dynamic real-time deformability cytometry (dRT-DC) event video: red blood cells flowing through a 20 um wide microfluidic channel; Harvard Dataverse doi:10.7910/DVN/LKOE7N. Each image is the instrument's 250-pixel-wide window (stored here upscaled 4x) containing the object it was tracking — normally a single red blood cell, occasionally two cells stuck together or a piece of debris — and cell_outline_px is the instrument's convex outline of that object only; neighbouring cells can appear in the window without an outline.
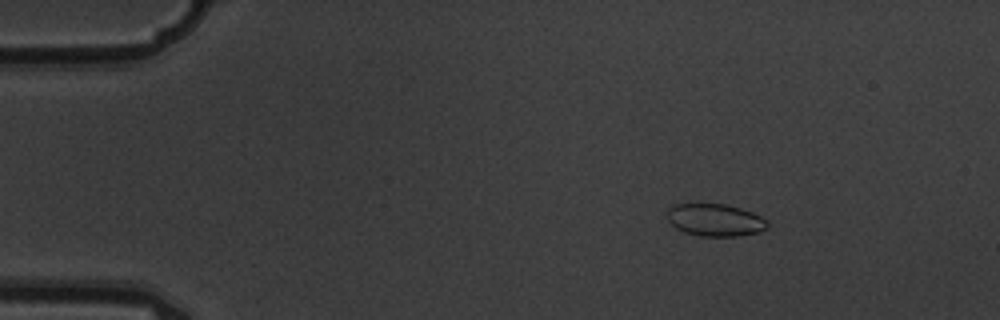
{"species": "common noctule bat (a hibernating species)", "species_latin": "Nyctalus noctula", "temperature_condition": "warm", "stored_images_in_passage": 7, "camera_frame_rate_fps": 3000, "um_per_image_px": 0.085, "animal": {"sex": "male", "body_mass_g": 19.5, "forearm_length_mm": 54.6}, "frame": {"image": 1, "passage_image": 2, "time_ms": 0.333, "image_size_px": [1000, 320], "cell_outline_px": [[768, 228], [760, 232], [736, 236], [700, 236], [684, 232], [676, 228], [668, 220], [668, 208], [672, 204], [692, 200], [724, 204], [740, 208], [752, 212], [768, 220]], "centroid_in_image_um": [60.74, 18.65], "position_along_channel_um": 24.3, "area_um2": 19.71}}
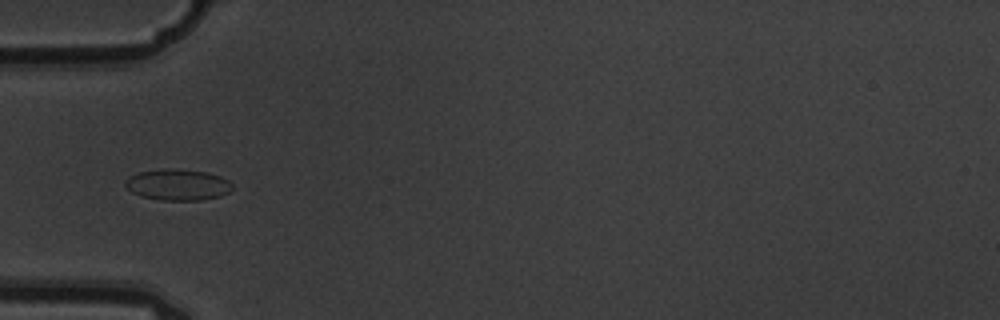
{"frame": {"image": 2, "passage_image": 5, "time_ms": 1.333, "image_size_px": [1000, 320], "cell_outline_px": [[232, 188], [228, 192], [220, 196], [200, 200], [160, 200], [140, 196], [132, 192], [124, 184], [124, 180], [128, 176], [140, 172], [164, 168], [176, 168], [208, 172], [220, 176], [228, 180], [232, 184]], "centroid_in_image_um": [15.09, 15.69], "position_along_channel_um": 69.9, "area_um2": 19.59}}
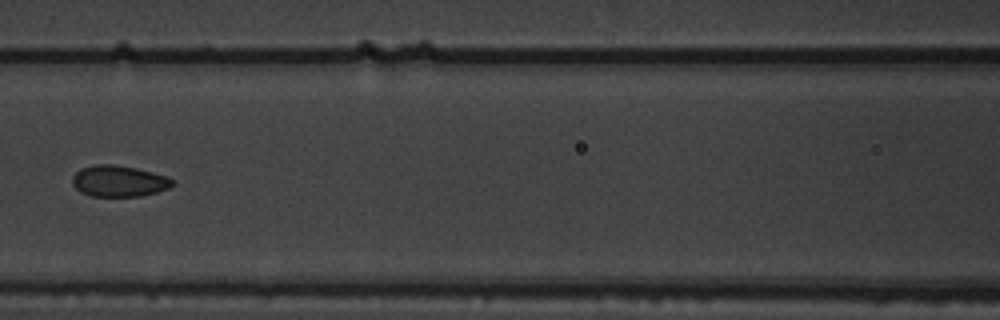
{"frame": {"image": 3, "passage_image": 7, "time_ms": 2.0, "image_size_px": [1000, 320], "cell_outline_px": [[176, 184], [168, 188], [156, 192], [140, 196], [92, 196], [80, 192], [72, 184], [72, 176], [80, 168], [96, 164], [112, 164], [136, 168], [168, 176]], "centroid_in_image_um": [10.09, 15.39], "position_along_channel_um": 156.5, "area_um2": 18.26}}